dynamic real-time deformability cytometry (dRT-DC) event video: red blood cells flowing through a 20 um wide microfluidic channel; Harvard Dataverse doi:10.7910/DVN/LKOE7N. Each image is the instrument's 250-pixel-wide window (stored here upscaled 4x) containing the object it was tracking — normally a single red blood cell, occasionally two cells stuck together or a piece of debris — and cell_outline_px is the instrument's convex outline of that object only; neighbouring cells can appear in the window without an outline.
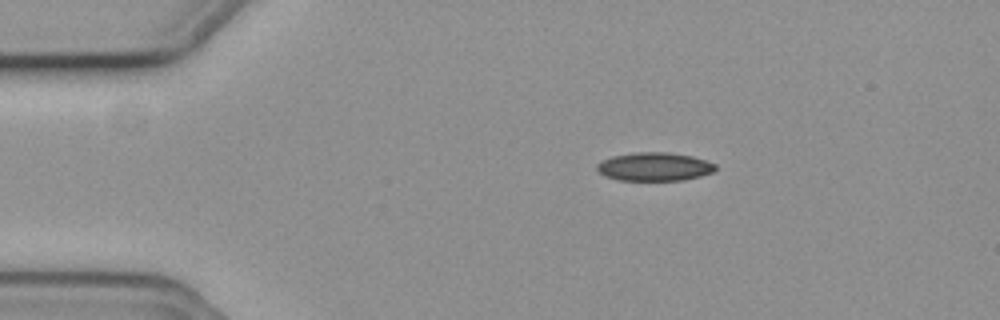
{"species": "common noctule bat (a hibernating species)", "species_latin": "Nyctalus noctula", "temperature_condition": "cold", "stored_images_in_passage": 20, "camera_frame_rate_fps": 3000, "um_per_image_px": 0.085, "animal": {"sex": "female", "body_mass_g": 19.3, "forearm_length_mm": 54.1}, "frame": {"image": 1, "passage_image": 1, "time_ms": 0.0, "image_size_px": [1000, 320], "cell_outline_px": [[716, 168], [712, 172], [700, 176], [684, 180], [620, 180], [604, 176], [596, 168], [596, 164], [600, 160], [612, 156], [636, 152], [668, 152], [692, 156], [716, 164]], "centroid_in_image_um": [55.59, 14.16], "position_along_channel_um": 29.4, "area_um2": 19.65}}
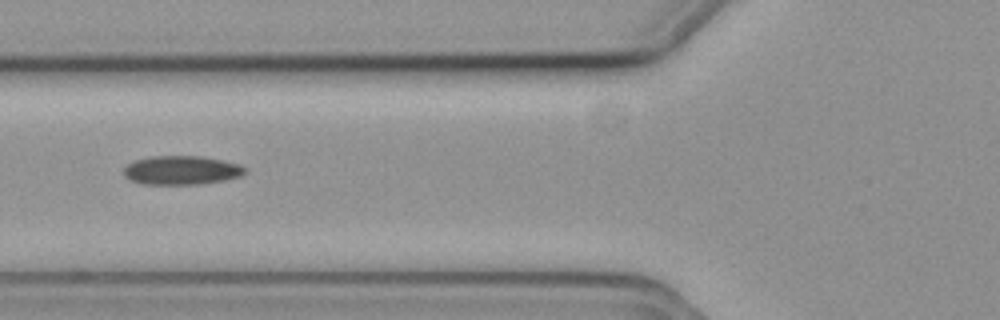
{"frame": {"image": 2, "passage_image": 12, "time_ms": 3.667, "image_size_px": [1000, 320], "cell_outline_px": [[248, 168], [240, 176], [224, 180], [200, 184], [144, 184], [132, 180], [124, 176], [124, 168], [128, 164], [136, 160], [152, 156], [200, 156], [240, 164]], "centroid_in_image_um": [15.44, 14.47], "position_along_channel_um": 110.4, "area_um2": 20.23}}
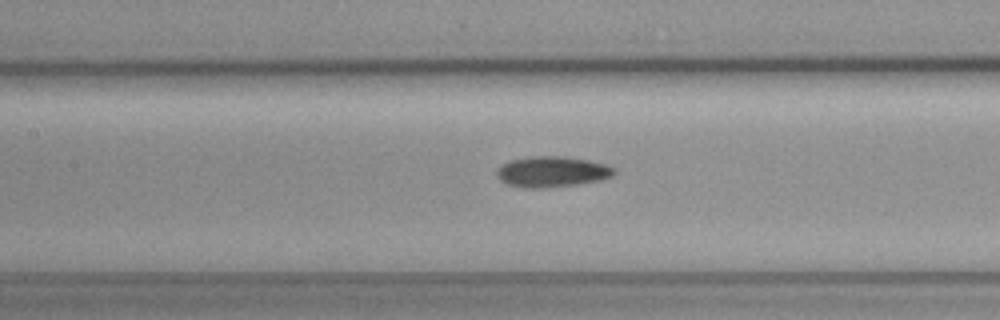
{"frame": {"image": 3, "passage_image": 16, "time_ms": 5.0, "image_size_px": [1000, 320], "cell_outline_px": [[616, 172], [612, 176], [600, 180], [576, 184], [544, 188], [524, 188], [508, 184], [500, 180], [496, 176], [496, 172], [504, 164], [512, 160], [532, 156], [564, 156], [588, 160], [604, 164], [616, 168]], "centroid_in_image_um": [46.94, 14.6], "position_along_channel_um": 160.5, "area_um2": 20.87}}